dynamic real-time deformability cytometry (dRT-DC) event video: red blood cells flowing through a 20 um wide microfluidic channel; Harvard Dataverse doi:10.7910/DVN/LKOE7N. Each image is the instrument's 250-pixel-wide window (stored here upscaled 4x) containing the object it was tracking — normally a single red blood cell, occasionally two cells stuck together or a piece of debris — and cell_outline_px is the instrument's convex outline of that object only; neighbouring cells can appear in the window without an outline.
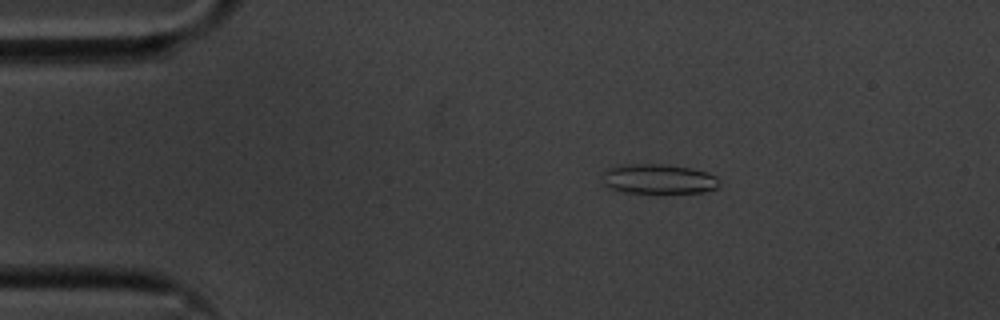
{"species": "common noctule bat (a hibernating species)", "species_latin": "Nyctalus noctula", "temperature_condition": "cold", "stored_images_in_passage": 56, "camera_frame_rate_fps": 3000, "um_per_image_px": 0.085, "animal": {"sex": "male", "body_mass_g": 20.1, "forearm_length_mm": 53.5}, "frame": {"image": 1, "passage_image": 10, "time_ms": 3.0, "image_size_px": [1000, 320], "cell_outline_px": [[716, 188], [704, 192], [620, 192], [608, 188], [604, 184], [604, 172], [608, 168], [624, 164], [660, 164], [688, 168], [704, 172], [716, 176]], "centroid_in_image_um": [55.89, 15.21], "position_along_channel_um": 29.1, "area_um2": 19.77}}
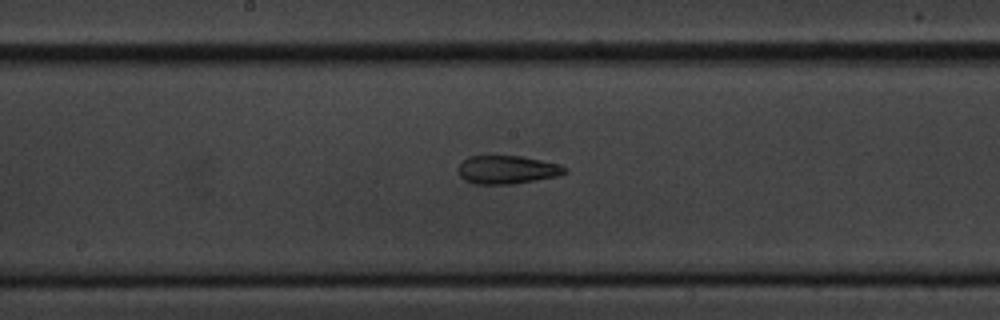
{"frame": {"image": 2, "passage_image": 29, "time_ms": 9.333, "image_size_px": [1000, 320], "cell_outline_px": [[568, 172], [556, 176], [512, 184], [472, 184], [464, 180], [460, 176], [460, 164], [468, 156], [520, 156], [560, 164], [568, 168]], "centroid_in_image_um": [43.12, 14.43], "position_along_channel_um": 205.1, "area_um2": 17.46}}
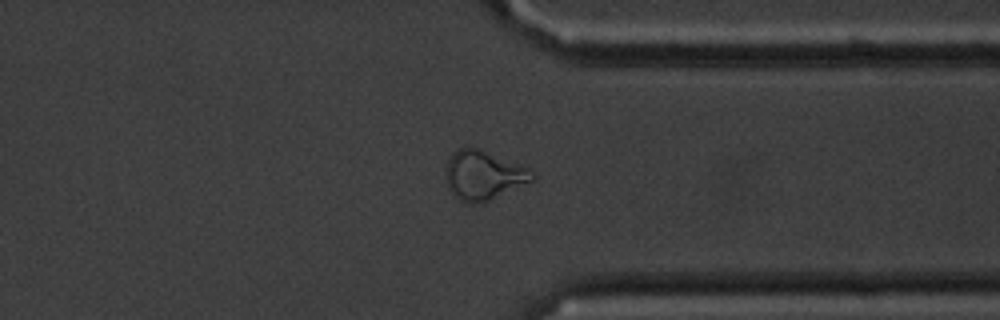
{"frame": {"image": 3, "passage_image": 43, "time_ms": 14.0, "image_size_px": [1000, 320], "cell_outline_px": [[536, 180], [480, 204], [464, 204], [448, 188], [448, 160], [452, 152], [460, 148], [476, 148], [524, 168], [536, 176]], "centroid_in_image_um": [41.08, 14.95], "position_along_channel_um": 370.3, "area_um2": 23.93}, "authors_computed_cell_mechanics": {"area_um2": 19.941, "velocity_mm_per_s": 3.5884, "shape_relaxation_time_tau1_ms": null, "shape_relaxation_time_tau2_ms": 3.2516, "deformation_change_tau1": null, "deformation_change_tau2": 0.1224}}